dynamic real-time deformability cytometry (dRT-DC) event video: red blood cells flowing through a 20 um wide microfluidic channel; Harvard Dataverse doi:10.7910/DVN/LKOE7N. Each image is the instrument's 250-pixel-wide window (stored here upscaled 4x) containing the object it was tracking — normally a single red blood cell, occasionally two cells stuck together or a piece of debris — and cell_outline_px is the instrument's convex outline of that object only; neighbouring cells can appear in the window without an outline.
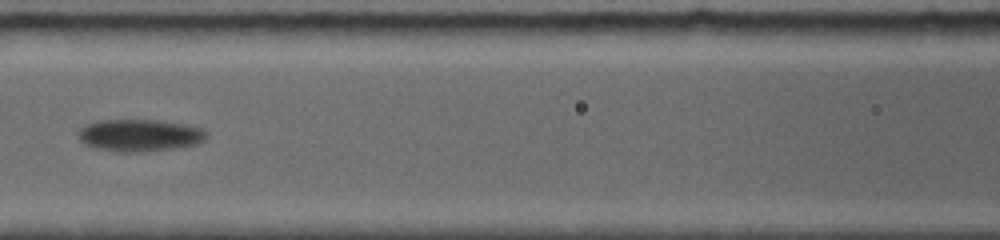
{"species": "common noctule bat (a hibernating species)", "species_latin": "Nyctalus noctula", "temperature_condition": "room temperature", "stored_images_in_passage": 19, "camera_frame_rate_fps": 5000, "um_per_image_px": 0.085, "animal": {"sex": "female", "body_mass_g": 19.0, "forearm_length_mm": 56.7}, "frame": {"image": 1, "passage_image": 6, "time_ms": 2.2, "image_size_px": [1000, 240], "cell_outline_px": [[208, 132], [204, 140], [196, 144], [172, 148], [140, 152], [128, 152], [96, 148], [84, 144], [80, 140], [80, 128], [84, 124], [96, 120], [160, 120], [184, 124], [200, 128]], "centroid_in_image_um": [11.85, 11.48], "position_along_channel_um": 154.7, "area_um2": 23.81}}